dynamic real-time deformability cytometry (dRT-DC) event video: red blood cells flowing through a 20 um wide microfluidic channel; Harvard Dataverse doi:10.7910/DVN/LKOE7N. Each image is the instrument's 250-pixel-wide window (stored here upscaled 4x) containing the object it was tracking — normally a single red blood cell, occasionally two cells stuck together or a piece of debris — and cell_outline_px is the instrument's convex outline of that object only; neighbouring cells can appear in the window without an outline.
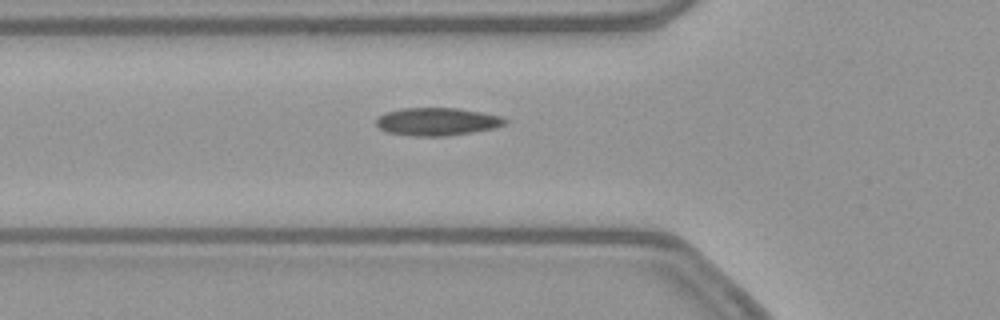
{"species": "common noctule bat (a hibernating species)", "species_latin": "Nyctalus noctula", "temperature_condition": "warm", "stored_images_in_passage": 31, "camera_frame_rate_fps": 3000, "um_per_image_px": 0.085, "animal": {"sex": "female", "body_mass_g": 21.9}, "frame": {"image": 1, "passage_image": 3, "time_ms": 0.667, "image_size_px": [1000, 320], "cell_outline_px": [[508, 124], [496, 128], [472, 132], [444, 136], [408, 136], [388, 132], [380, 128], [376, 124], [376, 116], [384, 112], [404, 108], [456, 108], [480, 112], [500, 116], [508, 120]], "centroid_in_image_um": [37.14, 10.34], "position_along_channel_um": 88.7, "area_um2": 21.04}}
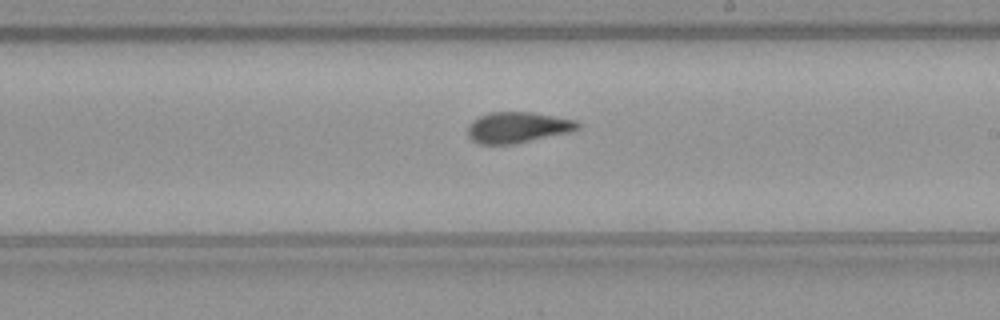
{"frame": {"image": 2, "passage_image": 15, "time_ms": 4.667, "image_size_px": [1000, 320], "cell_outline_px": [[580, 128], [572, 132], [512, 144], [476, 144], [468, 136], [468, 124], [472, 120], [488, 112], [532, 112], [576, 120], [580, 124]], "centroid_in_image_um": [43.99, 10.83], "position_along_channel_um": 245.0, "area_um2": 19.94}}
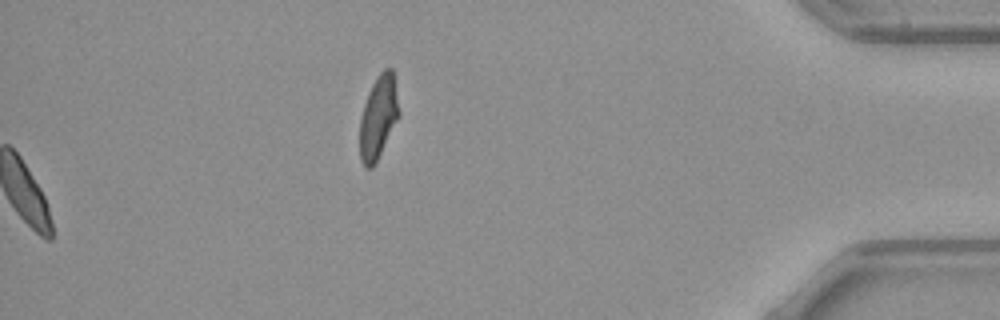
{"frame": {"image": 3, "passage_image": 31, "time_ms": 10.0, "image_size_px": [1000, 320], "cell_outline_px": [[400, 116], [376, 164], [372, 168], [364, 168], [360, 160], [360, 116], [368, 92], [376, 76], [384, 68], [392, 68], [400, 112]], "centroid_in_image_um": [32.16, 10.0], "position_along_channel_um": 403.0, "area_um2": 19.36}, "authors_computed_cell_mechanics": {"area_um2": 20.0566, "velocity_mm_per_s": 3.8792, "shape_relaxation_time_tau1_ms": 8.2247, "shape_relaxation_time_tau2_ms": 1.0924, "deformation_change_tau1": 0.2281, "deformation_change_tau2": 0.0831}}